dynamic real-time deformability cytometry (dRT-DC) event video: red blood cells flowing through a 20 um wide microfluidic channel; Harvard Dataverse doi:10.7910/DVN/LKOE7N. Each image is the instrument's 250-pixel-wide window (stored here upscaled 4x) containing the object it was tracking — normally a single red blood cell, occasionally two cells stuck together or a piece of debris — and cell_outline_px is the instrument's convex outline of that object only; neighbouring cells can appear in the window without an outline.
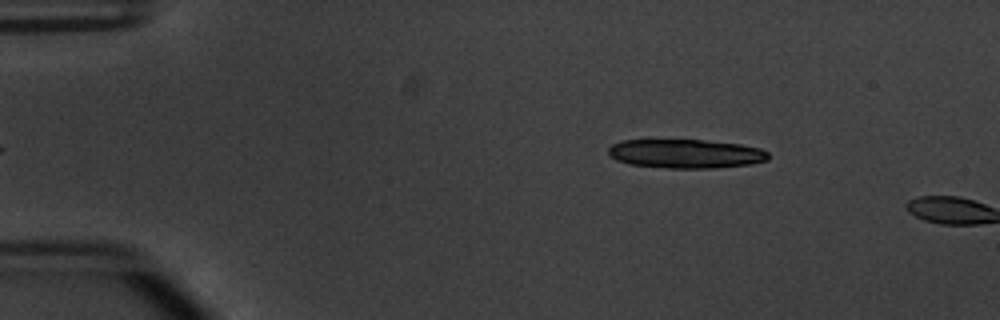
{"species": "common noctule bat (a hibernating species)", "species_latin": "Nyctalus noctula", "temperature_condition": "warm", "stored_images_in_passage": 4, "camera_frame_rate_fps": 3000, "um_per_image_px": 0.085, "animal": {"sex": "male", "body_mass_g": 20.1, "forearm_length_mm": 53.5}, "frame": {"image": 1, "passage_image": 2, "time_ms": 0.333, "image_size_px": [1000, 320], "cell_outline_px": [[768, 160], [748, 164], [712, 168], [668, 168], [628, 164], [616, 160], [608, 152], [608, 148], [612, 144], [624, 140], [704, 140], [740, 144], [760, 148], [768, 152]], "centroid_in_image_um": [58.27, 13.06], "position_along_channel_um": 26.7, "area_um2": 26.88}}